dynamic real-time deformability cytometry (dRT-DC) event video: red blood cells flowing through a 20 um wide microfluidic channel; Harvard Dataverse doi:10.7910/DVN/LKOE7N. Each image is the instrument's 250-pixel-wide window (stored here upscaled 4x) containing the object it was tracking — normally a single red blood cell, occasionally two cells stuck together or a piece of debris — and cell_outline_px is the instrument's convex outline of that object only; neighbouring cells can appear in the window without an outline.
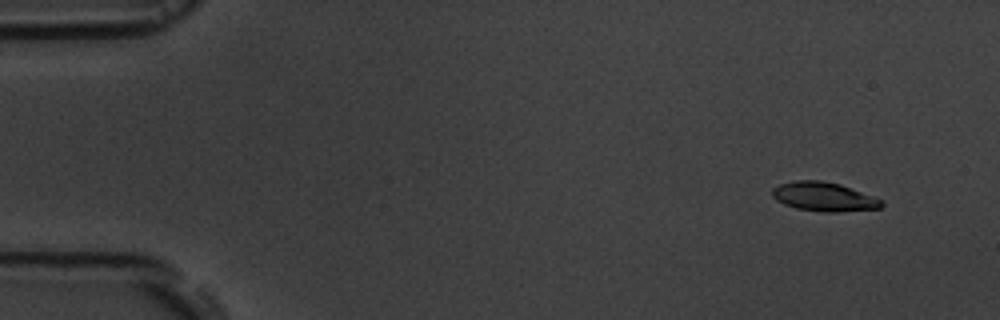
{"species": "common noctule bat (a hibernating species)", "species_latin": "Nyctalus noctula", "temperature_condition": "room temperature", "stored_images_in_passage": 4, "camera_frame_rate_fps": 3000, "um_per_image_px": 0.085, "animal": {"sex": "male", "body_mass_g": 19.5, "forearm_length_mm": 54.6}, "frame": {"image": 1, "passage_image": 1, "time_ms": 0.0, "image_size_px": [1000, 320], "cell_outline_px": [[884, 204], [880, 208], [836, 212], [824, 212], [796, 208], [784, 204], [776, 200], [772, 196], [772, 188], [780, 184], [796, 180], [820, 180], [840, 184], [884, 200]], "centroid_in_image_um": [70.03, 16.72], "position_along_channel_um": 15.0, "area_um2": 18.5}}
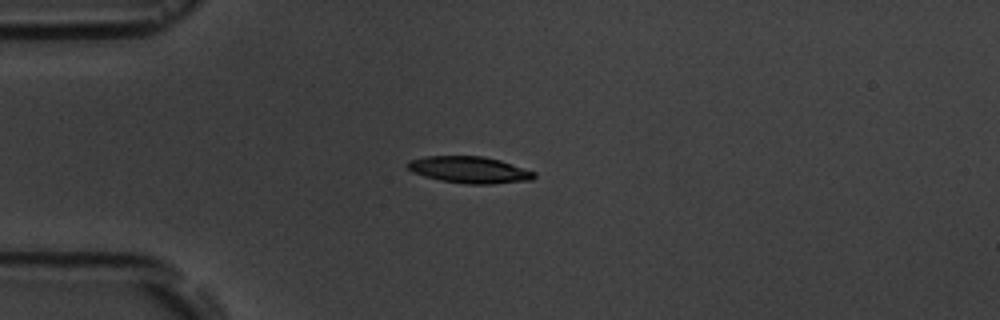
{"frame": {"image": 2, "passage_image": 4, "time_ms": 3.333, "image_size_px": [1000, 320], "cell_outline_px": [[536, 176], [532, 180], [492, 184], [468, 184], [440, 180], [424, 176], [412, 172], [408, 168], [408, 160], [424, 156], [480, 156], [500, 160], [536, 172]], "centroid_in_image_um": [39.91, 14.43], "position_along_channel_um": 45.1, "area_um2": 19.65}}